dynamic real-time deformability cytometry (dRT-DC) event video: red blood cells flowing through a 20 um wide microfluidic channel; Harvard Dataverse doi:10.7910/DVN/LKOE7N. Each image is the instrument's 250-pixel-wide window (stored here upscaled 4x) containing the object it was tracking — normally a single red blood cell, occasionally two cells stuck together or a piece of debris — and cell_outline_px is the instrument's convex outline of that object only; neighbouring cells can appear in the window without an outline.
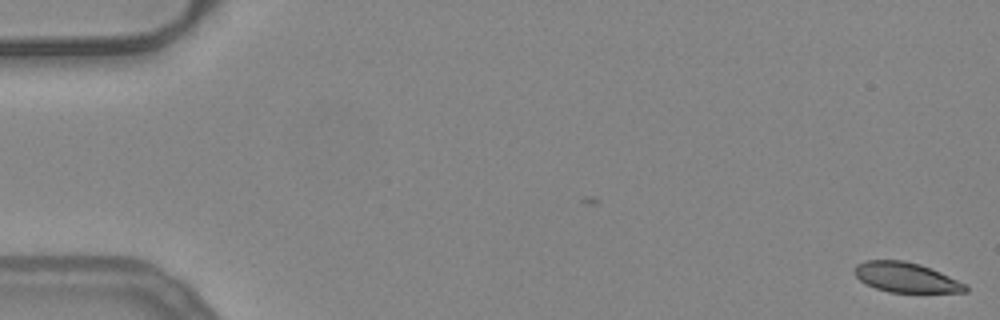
{"species": "common noctule bat (a hibernating species)", "species_latin": "Nyctalus noctula", "temperature_condition": "warm", "stored_images_in_passage": 2, "camera_frame_rate_fps": 3000, "um_per_image_px": 0.085, "animal": {"sex": "female", "body_mass_g": 24.6, "forearm_length_mm": 56.2}, "frame": {"image": 1, "passage_image": 2, "time_ms": 0.333, "image_size_px": [1000, 320], "cell_outline_px": [[968, 292], [888, 292], [876, 288], [860, 280], [852, 272], [856, 264], [864, 260], [904, 260], [920, 264], [932, 268], [964, 284], [968, 288]], "centroid_in_image_um": [76.96, 23.56], "position_along_channel_um": 8.0, "area_um2": 19.25}}